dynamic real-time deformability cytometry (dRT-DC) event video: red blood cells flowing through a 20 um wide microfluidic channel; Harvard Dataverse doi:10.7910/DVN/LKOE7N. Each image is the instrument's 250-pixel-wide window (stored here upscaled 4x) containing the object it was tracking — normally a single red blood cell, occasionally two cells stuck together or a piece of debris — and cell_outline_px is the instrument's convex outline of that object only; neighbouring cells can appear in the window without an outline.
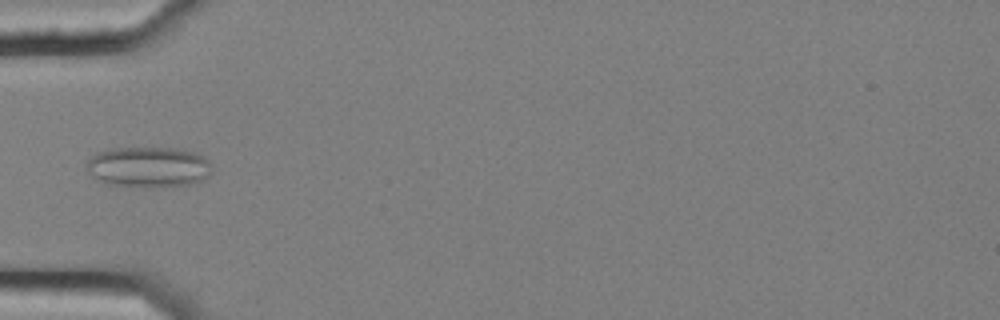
{"species": "common noctule bat (a hibernating species)", "species_latin": "Nyctalus noctula", "temperature_condition": "cold", "stored_images_in_passage": 10, "camera_frame_rate_fps": 3000, "um_per_image_px": 0.085, "animal": {"sex": "female", "body_mass_g": 25.1}, "frame": {"image": 1, "passage_image": 5, "time_ms": 1.333, "image_size_px": [1000, 320], "cell_outline_px": [[212, 172], [208, 176], [192, 184], [112, 184], [100, 180], [92, 176], [84, 168], [84, 164], [96, 152], [112, 148], [172, 148], [196, 152], [204, 156], [212, 164]], "centroid_in_image_um": [12.62, 14.13], "position_along_channel_um": 72.4, "area_um2": 28.84}}